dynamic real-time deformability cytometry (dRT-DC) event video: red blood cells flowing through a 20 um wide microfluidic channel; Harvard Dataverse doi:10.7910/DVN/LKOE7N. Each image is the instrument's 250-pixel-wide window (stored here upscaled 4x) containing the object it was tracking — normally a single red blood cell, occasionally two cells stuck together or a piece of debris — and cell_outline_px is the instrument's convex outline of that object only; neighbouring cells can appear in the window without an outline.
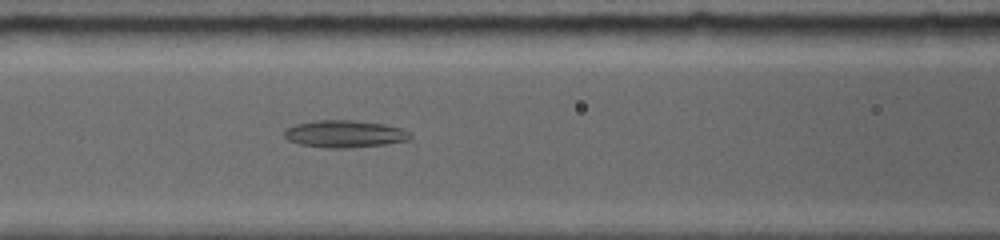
{"species": "common noctule bat (a hibernating species)", "species_latin": "Nyctalus noctula", "temperature_condition": "room temperature", "stored_images_in_passage": 73, "camera_frame_rate_fps": 5000, "um_per_image_px": 0.085, "animal": {"sex": "female", "body_mass_g": 19.0, "forearm_length_mm": 56.7}, "frame": {"image": 1, "passage_image": 29, "time_ms": 7.4, "image_size_px": [1000, 240], "cell_outline_px": [[412, 136], [408, 140], [384, 144], [344, 148], [332, 148], [304, 144], [288, 140], [284, 136], [284, 132], [288, 128], [296, 124], [320, 120], [352, 120], [380, 124], [400, 128], [408, 132]], "centroid_in_image_um": [29.29, 11.38], "position_along_channel_um": 137.3, "area_um2": 19.36}}
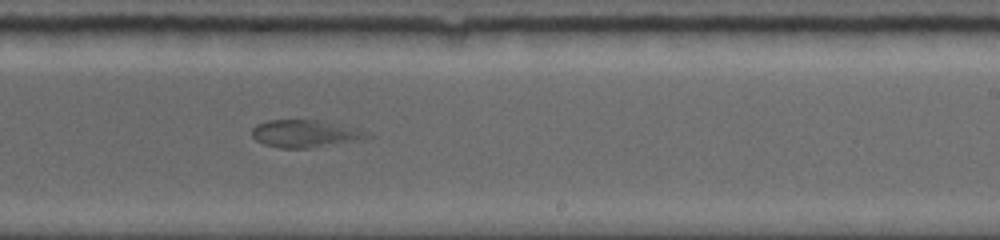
{"frame": {"image": 2, "passage_image": 44, "time_ms": 10.8, "image_size_px": [1000, 240], "cell_outline_px": [[376, 136], [368, 140], [312, 148], [280, 148], [264, 144], [256, 140], [252, 136], [252, 128], [256, 124], [268, 120], [328, 120], [372, 132]], "centroid_in_image_um": [26.11, 11.36], "position_along_channel_um": 262.9, "area_um2": 19.36}}
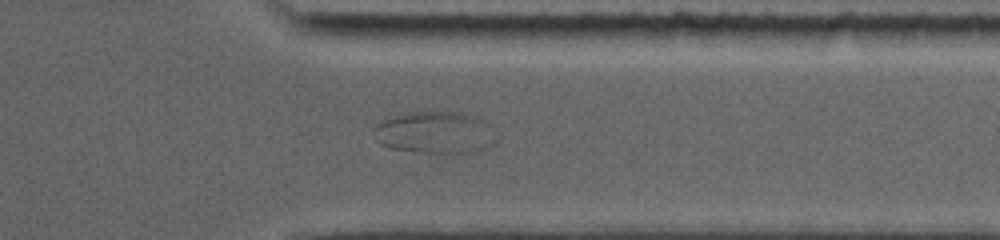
{"frame": {"image": 3, "passage_image": 58, "time_ms": 13.8, "image_size_px": [1000, 240], "cell_outline_px": [[496, 140], [492, 144], [484, 148], [472, 152], [440, 156], [392, 148], [380, 144], [376, 140], [372, 132], [372, 128], [380, 120], [404, 112], [460, 112], [476, 116], [484, 120], [496, 136]], "centroid_in_image_um": [36.93, 11.29], "position_along_channel_um": 374.5, "area_um2": 30.87}}